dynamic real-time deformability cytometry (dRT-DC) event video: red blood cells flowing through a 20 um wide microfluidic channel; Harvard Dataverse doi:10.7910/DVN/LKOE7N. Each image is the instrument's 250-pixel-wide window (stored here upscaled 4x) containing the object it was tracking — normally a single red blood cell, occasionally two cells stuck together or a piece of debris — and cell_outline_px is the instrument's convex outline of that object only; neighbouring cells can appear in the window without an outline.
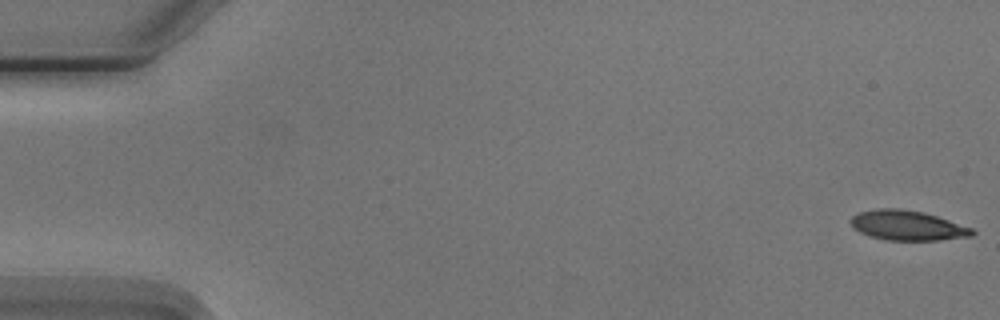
{"species": "Egyptian fruit bat (a non-hibernating species)", "species_latin": "Rousettus aegyptiacus", "temperature_condition": "cold", "stored_images_in_passage": 5, "camera_frame_rate_fps": 3000, "um_per_image_px": 0.085, "animal": {"sex": "male"}, "frame": {"image": 1, "passage_image": 1, "time_ms": 0.0, "image_size_px": [1000, 320], "cell_outline_px": [[976, 232], [972, 236], [940, 240], [884, 240], [860, 232], [852, 228], [848, 220], [852, 216], [860, 212], [880, 208], [900, 208], [924, 212], [972, 228]], "centroid_in_image_um": [77.1, 19.16], "position_along_channel_um": 7.9, "area_um2": 21.15}}
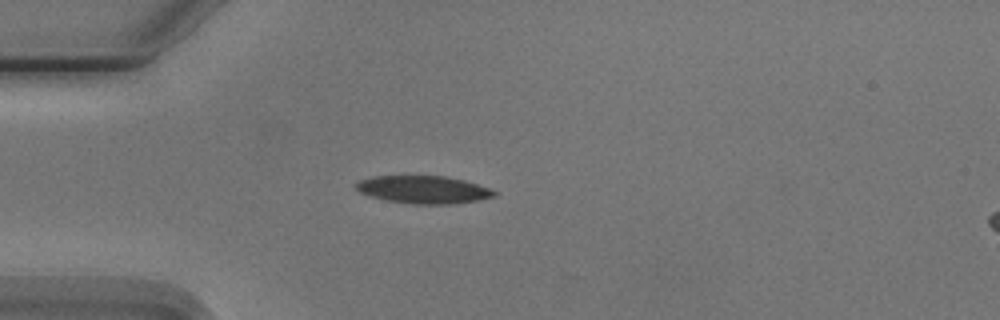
{"frame": {"image": 2, "passage_image": 5, "time_ms": 4.667, "image_size_px": [1000, 320], "cell_outline_px": [[496, 196], [456, 204], [412, 204], [384, 200], [360, 192], [356, 188], [356, 184], [360, 180], [372, 176], [444, 176], [464, 180], [488, 188], [496, 192]], "centroid_in_image_um": [35.98, 16.12], "position_along_channel_um": 49.0, "area_um2": 22.14}}